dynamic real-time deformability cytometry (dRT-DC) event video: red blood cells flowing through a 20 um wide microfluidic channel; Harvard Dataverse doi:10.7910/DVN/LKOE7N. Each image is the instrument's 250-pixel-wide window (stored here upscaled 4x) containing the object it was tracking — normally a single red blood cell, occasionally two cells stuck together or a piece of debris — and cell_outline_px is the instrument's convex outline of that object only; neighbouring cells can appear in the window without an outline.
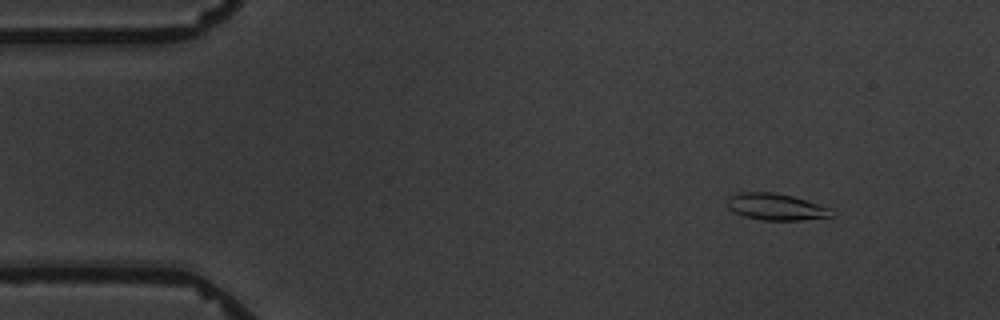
{"species": "common noctule bat (a hibernating species)", "species_latin": "Nyctalus noctula", "temperature_condition": "warm", "stored_images_in_passage": 3, "camera_frame_rate_fps": 3000, "um_per_image_px": 0.085, "animal": {"sex": "male", "body_mass_g": 19.5, "forearm_length_mm": 54.6}, "frame": {"image": 1, "passage_image": 1, "time_ms": 0.0, "image_size_px": [1000, 320], "cell_outline_px": [[836, 216], [800, 220], [764, 220], [744, 216], [732, 212], [728, 208], [724, 200], [728, 196], [740, 192], [772, 192], [792, 196], [832, 208], [836, 212]], "centroid_in_image_um": [65.95, 17.58], "position_along_channel_um": 19.1, "area_um2": 16.53}}